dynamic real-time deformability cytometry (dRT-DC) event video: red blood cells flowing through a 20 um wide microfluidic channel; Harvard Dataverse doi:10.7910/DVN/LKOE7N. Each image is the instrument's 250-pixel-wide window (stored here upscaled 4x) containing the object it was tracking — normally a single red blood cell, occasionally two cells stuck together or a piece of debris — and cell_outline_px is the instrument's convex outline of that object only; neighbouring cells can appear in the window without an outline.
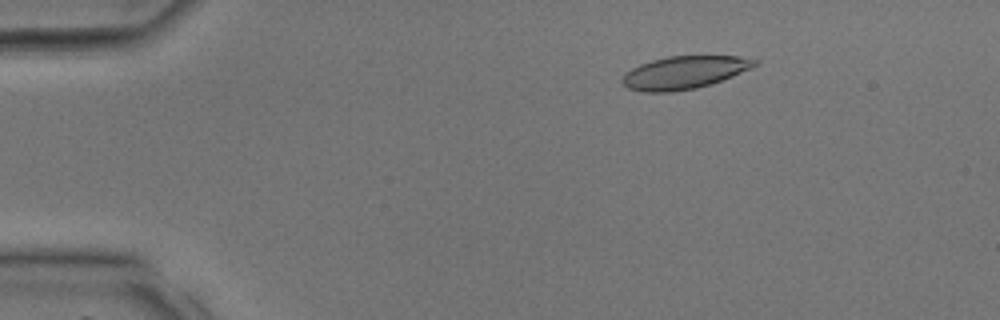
{"species": "common noctule bat (a hibernating species)", "species_latin": "Nyctalus noctula", "temperature_condition": "room temperature", "stored_images_in_passage": 39, "camera_frame_rate_fps": 3000, "um_per_image_px": 0.085, "animal": {"sex": "male", "body_mass_g": 17.9, "forearm_length_mm": 54.2}, "frame": {"image": 1, "passage_image": 7, "time_ms": 2.0, "image_size_px": [1000, 320], "cell_outline_px": [[760, 60], [752, 68], [732, 76], [696, 88], [672, 92], [644, 92], [628, 88], [620, 80], [632, 68], [640, 64], [652, 60], [668, 56], [736, 56]], "centroid_in_image_um": [58.16, 6.16], "position_along_channel_um": 26.8, "area_um2": 25.03}}
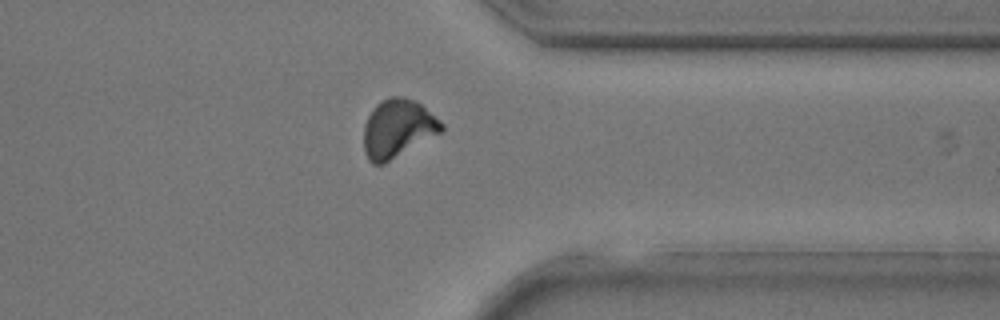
{"frame": {"image": 2, "passage_image": 31, "time_ms": 10.0, "image_size_px": [1000, 320], "cell_outline_px": [[444, 128], [440, 132], [384, 164], [372, 164], [368, 160], [364, 152], [364, 124], [372, 108], [380, 100], [392, 96], [404, 96], [416, 100], [440, 120], [444, 124]], "centroid_in_image_um": [33.78, 10.9], "position_along_channel_um": 377.6, "area_um2": 26.41}}
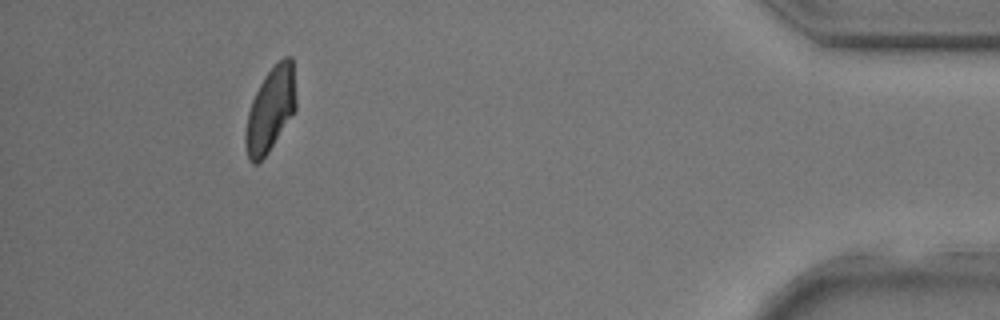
{"frame": {"image": 3, "passage_image": 36, "time_ms": 11.667, "image_size_px": [1000, 320], "cell_outline_px": [[296, 108], [268, 152], [256, 164], [252, 164], [248, 160], [244, 144], [244, 132], [248, 112], [252, 100], [260, 84], [268, 72], [284, 56], [292, 56], [296, 96]], "centroid_in_image_um": [22.97, 9.33], "position_along_channel_um": 412.2, "area_um2": 24.57}}